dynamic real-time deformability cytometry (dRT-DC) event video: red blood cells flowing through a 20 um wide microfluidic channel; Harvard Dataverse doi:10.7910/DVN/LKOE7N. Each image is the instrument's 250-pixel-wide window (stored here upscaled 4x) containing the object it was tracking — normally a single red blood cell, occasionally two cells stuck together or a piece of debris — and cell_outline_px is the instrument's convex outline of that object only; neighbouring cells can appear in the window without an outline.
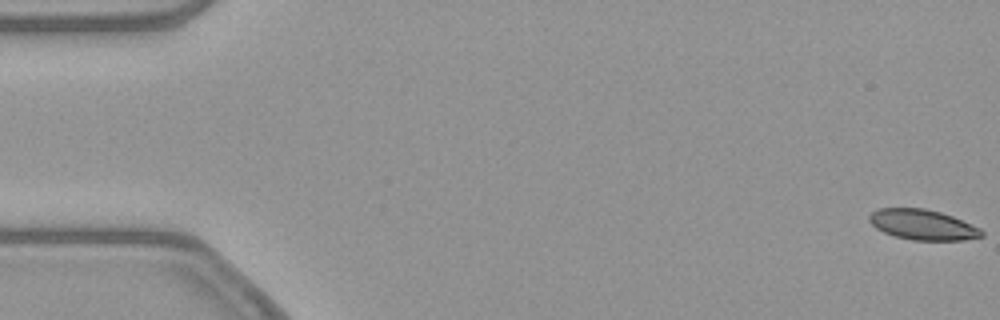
{"species": "common noctule bat (a hibernating species)", "species_latin": "Nyctalus noctula", "temperature_condition": "warm", "stored_images_in_passage": 54, "camera_frame_rate_fps": 3000, "um_per_image_px": 0.085, "animal": {"sex": "female", "body_mass_g": 21.9}, "frame": {"image": 1, "passage_image": 1, "time_ms": 0.0, "image_size_px": [1000, 320], "cell_outline_px": [[984, 236], [964, 240], [912, 240], [896, 236], [884, 232], [876, 228], [868, 220], [868, 216], [872, 212], [880, 208], [924, 208], [940, 212], [952, 216], [980, 228], [984, 232]], "centroid_in_image_um": [78.43, 19.1], "position_along_channel_um": 6.6, "area_um2": 19.77}}
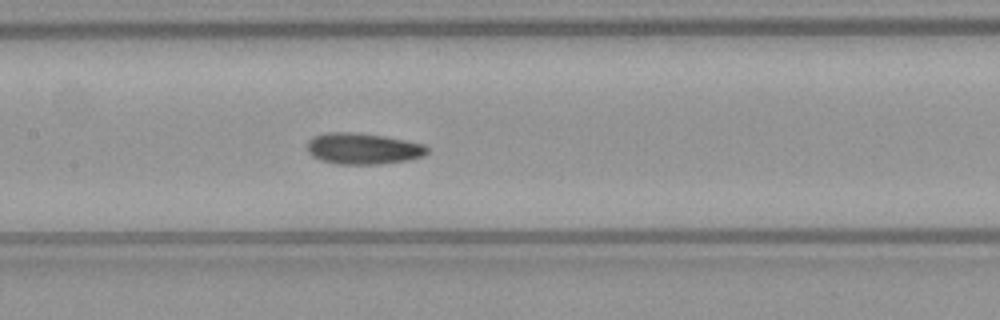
{"frame": {"image": 2, "passage_image": 26, "time_ms": 8.333, "image_size_px": [1000, 320], "cell_outline_px": [[428, 152], [424, 156], [408, 160], [380, 164], [336, 164], [320, 160], [312, 156], [308, 152], [308, 140], [312, 136], [324, 132], [360, 132], [384, 136], [428, 144]], "centroid_in_image_um": [30.87, 12.62], "position_along_channel_um": 176.5, "area_um2": 22.25}}
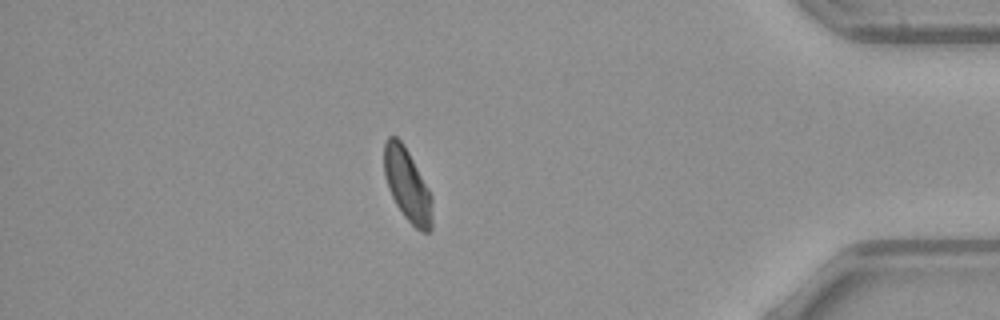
{"frame": {"image": 3, "passage_image": 47, "time_ms": 15.333, "image_size_px": [1000, 320], "cell_outline_px": [[432, 228], [428, 232], [424, 232], [416, 228], [404, 216], [396, 204], [388, 188], [384, 176], [384, 144], [388, 136], [396, 136], [404, 144], [428, 188], [432, 196]], "centroid_in_image_um": [34.62, 15.72], "position_along_channel_um": 400.6, "area_um2": 20.29}, "authors_computed_cell_mechanics": {"area_um2": 21.1548, "velocity_mm_per_s": 3.8367, "shape_relaxation_time_tau1_ms": null, "shape_relaxation_time_tau2_ms": 2.8722, "deformation_change_tau1": null, "deformation_change_tau2": 0.0794}}